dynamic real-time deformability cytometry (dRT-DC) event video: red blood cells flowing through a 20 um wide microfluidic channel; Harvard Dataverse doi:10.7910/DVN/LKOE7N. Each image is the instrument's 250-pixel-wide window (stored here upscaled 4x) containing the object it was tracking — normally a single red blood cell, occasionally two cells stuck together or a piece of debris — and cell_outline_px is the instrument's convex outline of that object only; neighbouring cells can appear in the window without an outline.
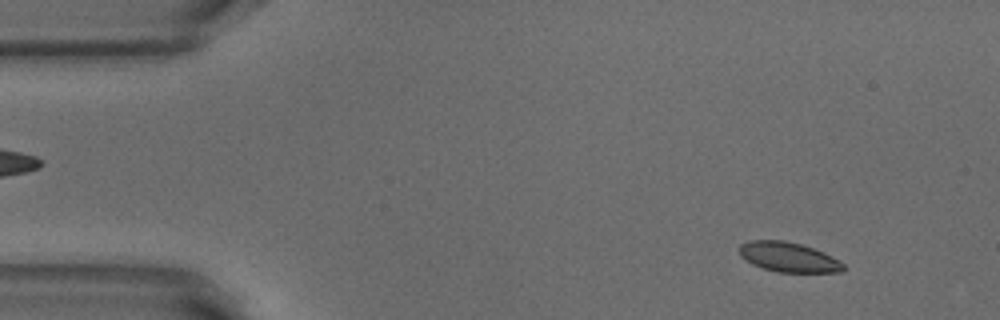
{"species": "common noctule bat (a hibernating species)", "species_latin": "Nyctalus noctula", "temperature_condition": "warm", "stored_images_in_passage": 52, "camera_frame_rate_fps": 3000, "um_per_image_px": 0.085, "animal": {"sex": "male", "body_mass_g": 18.8}, "frame": {"image": 1, "passage_image": 5, "time_ms": 1.333, "image_size_px": [1000, 320], "cell_outline_px": [[844, 268], [840, 272], [776, 272], [752, 264], [740, 256], [740, 244], [748, 240], [784, 240], [800, 244], [824, 252], [844, 264]], "centroid_in_image_um": [66.99, 21.85], "position_along_channel_um": 18.0, "area_um2": 17.92}}
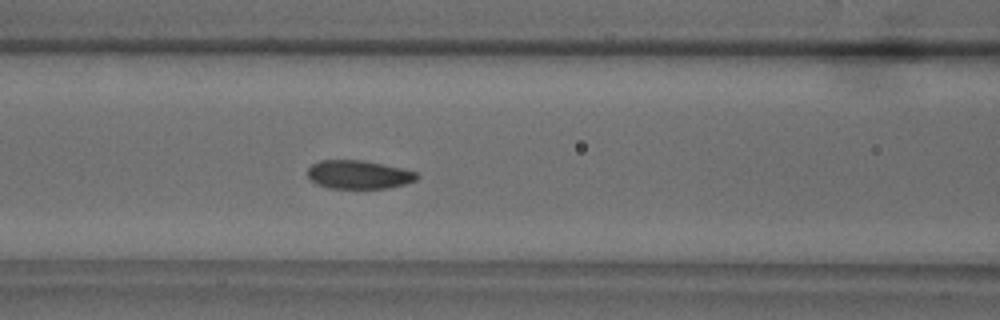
{"frame": {"image": 2, "passage_image": 21, "time_ms": 6.667, "image_size_px": [1000, 320], "cell_outline_px": [[420, 176], [416, 180], [404, 184], [388, 188], [328, 188], [316, 184], [308, 176], [308, 168], [312, 164], [320, 160], [364, 160], [404, 168], [416, 172]], "centroid_in_image_um": [30.5, 14.83], "position_along_channel_um": 136.1, "area_um2": 18.26}}
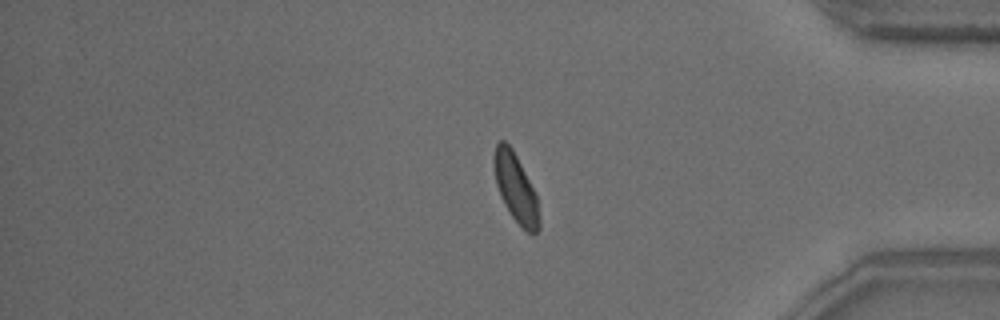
{"frame": {"image": 3, "passage_image": 43, "time_ms": 14.0, "image_size_px": [1000, 320], "cell_outline_px": [[540, 228], [536, 232], [528, 232], [512, 216], [504, 204], [500, 196], [496, 184], [492, 160], [496, 144], [500, 140], [504, 140], [512, 148], [536, 196], [540, 220]], "centroid_in_image_um": [43.8, 15.95], "position_along_channel_um": 391.4, "area_um2": 17.63}, "authors_computed_cell_mechanics": {"area_um2": 18.5827, "velocity_mm_per_s": 3.8421, "shape_relaxation_time_tau1_ms": 4.9334, "shape_relaxation_time_tau2_ms": 2.5998, "deformation_change_tau1": 0.1455, "deformation_change_tau2": 0.0544}}